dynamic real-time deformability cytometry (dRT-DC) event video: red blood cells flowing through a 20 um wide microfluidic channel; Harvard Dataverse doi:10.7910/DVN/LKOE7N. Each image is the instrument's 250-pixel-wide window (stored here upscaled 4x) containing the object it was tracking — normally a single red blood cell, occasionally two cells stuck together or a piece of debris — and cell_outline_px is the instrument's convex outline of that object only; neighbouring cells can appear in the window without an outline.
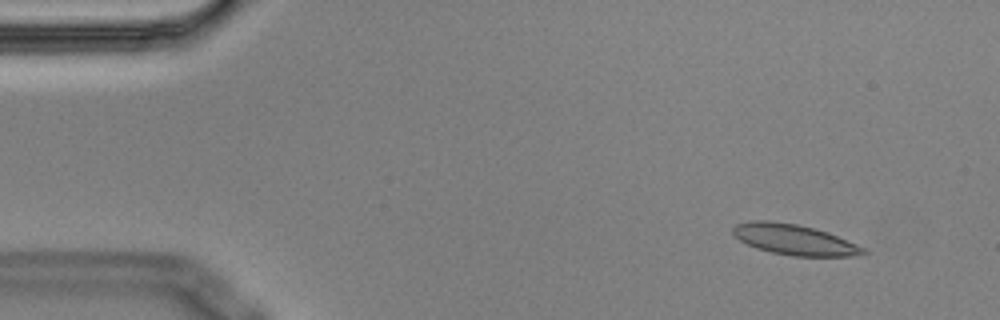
{"species": "Egyptian fruit bat (a non-hibernating species)", "species_latin": "Rousettus aegyptiacus", "temperature_condition": "cold", "stored_images_in_passage": 4, "camera_frame_rate_fps": 3000, "um_per_image_px": 0.085, "animal": {"sex": "male"}, "frame": {"image": 1, "passage_image": 1, "time_ms": 0.0, "image_size_px": [1000, 320], "cell_outline_px": [[868, 252], [864, 256], [792, 256], [772, 252], [756, 248], [740, 240], [732, 232], [732, 228], [736, 224], [752, 220], [768, 220], [796, 224], [828, 232], [868, 248]], "centroid_in_image_um": [67.59, 20.38], "position_along_channel_um": 17.4, "area_um2": 23.35}}
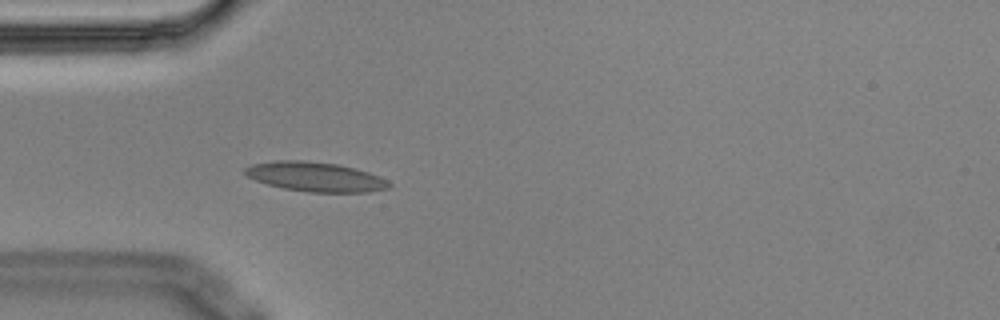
{"frame": {"image": 2, "passage_image": 4, "time_ms": 1.0, "image_size_px": [1000, 320], "cell_outline_px": [[392, 184], [388, 188], [368, 192], [308, 192], [284, 188], [268, 184], [256, 180], [248, 176], [244, 172], [244, 168], [252, 164], [276, 160], [304, 160], [336, 164], [368, 172], [380, 176], [388, 180]], "centroid_in_image_um": [26.82, 15.02], "position_along_channel_um": 58.2, "area_um2": 24.62}}